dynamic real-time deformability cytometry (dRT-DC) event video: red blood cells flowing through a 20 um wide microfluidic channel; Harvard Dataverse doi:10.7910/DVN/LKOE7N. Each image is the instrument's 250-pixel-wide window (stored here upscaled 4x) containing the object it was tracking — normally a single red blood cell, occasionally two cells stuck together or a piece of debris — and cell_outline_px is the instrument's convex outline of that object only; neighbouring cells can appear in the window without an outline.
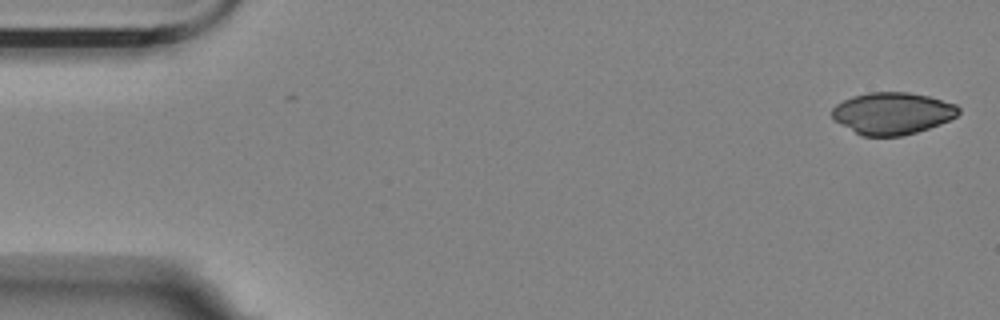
{"species": "Egyptian fruit bat (a non-hibernating species)", "species_latin": "Rousettus aegyptiacus", "temperature_condition": "room temperature", "stored_images_in_passage": 4, "camera_frame_rate_fps": 3000, "um_per_image_px": 0.085, "animal": {"sex": "female"}, "frame": {"image": 1, "passage_image": 1, "time_ms": 0.0, "image_size_px": [1000, 320], "cell_outline_px": [[960, 112], [956, 116], [940, 124], [916, 132], [900, 136], [860, 136], [836, 120], [832, 116], [832, 108], [836, 104], [852, 96], [868, 92], [908, 92], [928, 96], [956, 104], [960, 108]], "centroid_in_image_um": [75.86, 9.62], "position_along_channel_um": 9.1, "area_um2": 30.81}}
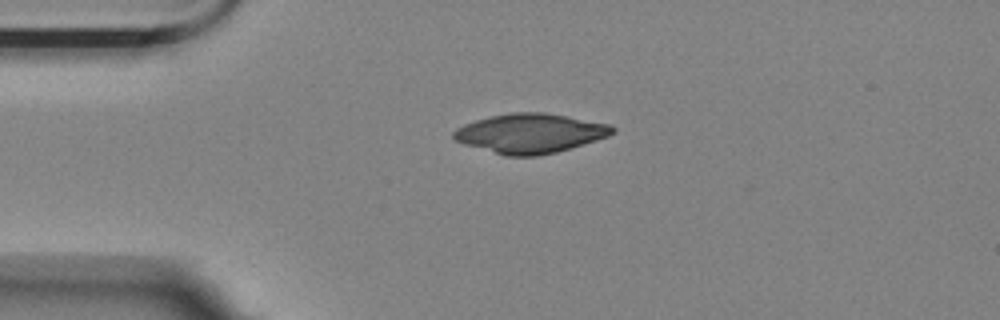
{"frame": {"image": 2, "passage_image": 3, "time_ms": 0.667, "image_size_px": [1000, 320], "cell_outline_px": [[616, 132], [608, 136], [596, 140], [556, 152], [536, 156], [504, 156], [464, 144], [456, 140], [452, 136], [452, 132], [456, 128], [464, 124], [476, 120], [492, 116], [512, 112], [544, 112], [612, 124], [616, 128]], "centroid_in_image_um": [45.07, 11.33], "position_along_channel_um": 39.9, "area_um2": 36.53}}